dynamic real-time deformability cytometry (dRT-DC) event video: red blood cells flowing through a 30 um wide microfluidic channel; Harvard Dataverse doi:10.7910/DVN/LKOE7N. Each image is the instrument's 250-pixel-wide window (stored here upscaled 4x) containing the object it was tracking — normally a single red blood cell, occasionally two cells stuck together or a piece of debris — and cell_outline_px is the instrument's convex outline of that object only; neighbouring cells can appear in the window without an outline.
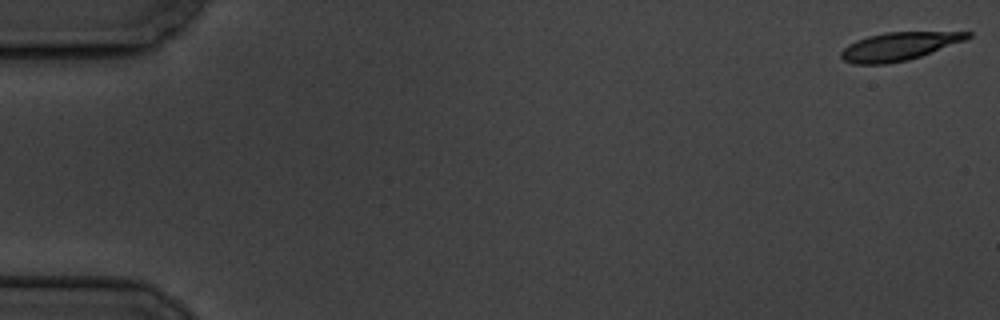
{"species": "common noctule bat (a hibernating species)", "species_latin": "Nyctalus noctula", "temperature_condition": "cold", "stored_images_in_passage": 58, "camera_frame_rate_fps": 3000, "um_per_image_px": 0.085, "animal": {"sex": "male", "body_mass_g": 19.5, "forearm_length_mm": 54.6}, "frame": {"image": 1, "passage_image": 1, "time_ms": 0.0, "image_size_px": [1000, 320], "cell_outline_px": [[972, 36], [964, 40], [920, 56], [908, 60], [884, 64], [852, 64], [844, 60], [840, 56], [840, 52], [848, 44], [856, 40], [868, 36], [884, 32], [972, 32]], "centroid_in_image_um": [76.35, 3.94], "position_along_channel_um": 8.7, "area_um2": 20.52}}
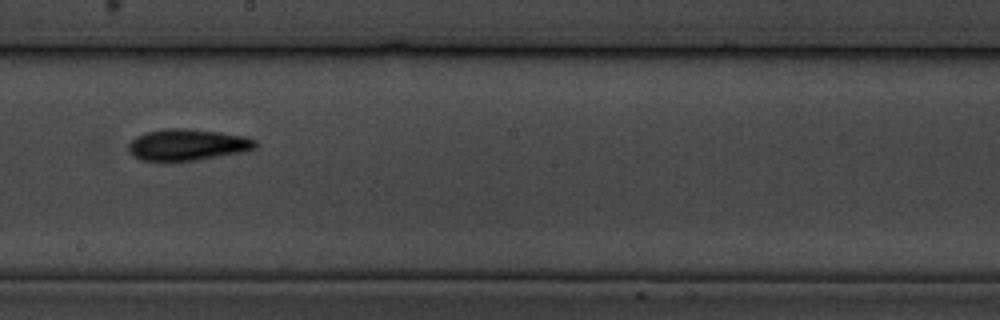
{"frame": {"image": 2, "passage_image": 33, "time_ms": 10.667, "image_size_px": [1000, 320], "cell_outline_px": [[256, 148], [244, 152], [196, 160], [168, 164], [140, 160], [132, 156], [128, 152], [128, 144], [136, 136], [144, 132], [164, 128], [184, 128], [220, 132], [244, 136], [256, 140]], "centroid_in_image_um": [15.85, 12.34], "position_along_channel_um": 232.3, "area_um2": 24.1}}
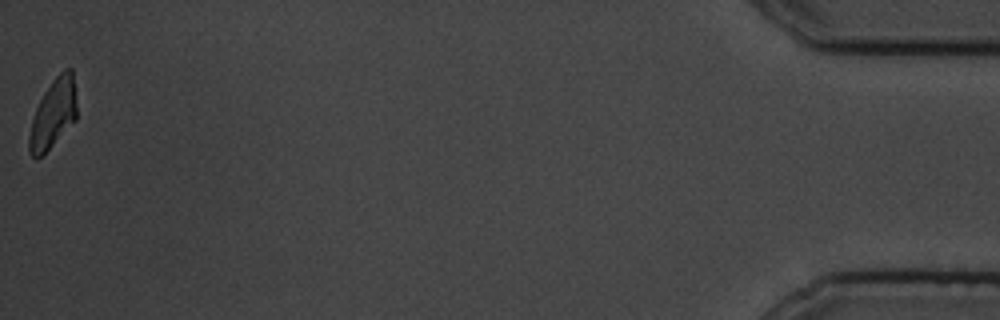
{"frame": {"image": 3, "passage_image": 58, "time_ms": 19.0, "image_size_px": [1000, 320], "cell_outline_px": [[76, 120], [36, 160], [32, 156], [28, 148], [28, 136], [32, 120], [36, 108], [44, 92], [52, 80], [64, 68], [72, 68], [76, 104]], "centroid_in_image_um": [4.51, 9.64], "position_along_channel_um": 430.7, "area_um2": 18.84}, "authors_computed_cell_mechanics": {"area_um2": 21.5594, "velocity_mm_per_s": 3.4787, "shape_relaxation_time_tau1_ms": 3.5269, "shape_relaxation_time_tau2_ms": null, "deformation_change_tau1": 0.1447, "deformation_change_tau2": null}}